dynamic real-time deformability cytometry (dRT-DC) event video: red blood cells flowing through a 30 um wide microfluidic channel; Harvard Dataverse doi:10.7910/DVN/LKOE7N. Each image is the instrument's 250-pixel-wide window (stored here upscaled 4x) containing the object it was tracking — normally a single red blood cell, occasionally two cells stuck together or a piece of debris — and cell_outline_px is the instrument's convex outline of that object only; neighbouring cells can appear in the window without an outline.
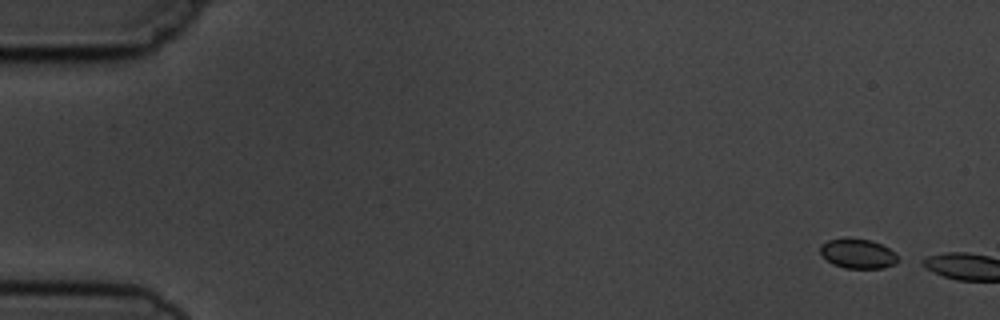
{"species": "common noctule bat (a hibernating species)", "species_latin": "Nyctalus noctula", "temperature_condition": "cold", "stored_images_in_passage": 2, "camera_frame_rate_fps": 3000, "um_per_image_px": 0.085, "animal": {"sex": "male", "body_mass_g": 19.5, "forearm_length_mm": 54.6}, "frame": {"image": 1, "passage_image": 1, "time_ms": 0.0, "image_size_px": [1000, 320], "cell_outline_px": [[904, 260], [896, 264], [884, 268], [844, 268], [832, 264], [820, 252], [820, 244], [828, 240], [872, 240], [888, 248]], "centroid_in_image_um": [72.99, 21.6], "position_along_channel_um": 12.0, "area_um2": 13.24}}